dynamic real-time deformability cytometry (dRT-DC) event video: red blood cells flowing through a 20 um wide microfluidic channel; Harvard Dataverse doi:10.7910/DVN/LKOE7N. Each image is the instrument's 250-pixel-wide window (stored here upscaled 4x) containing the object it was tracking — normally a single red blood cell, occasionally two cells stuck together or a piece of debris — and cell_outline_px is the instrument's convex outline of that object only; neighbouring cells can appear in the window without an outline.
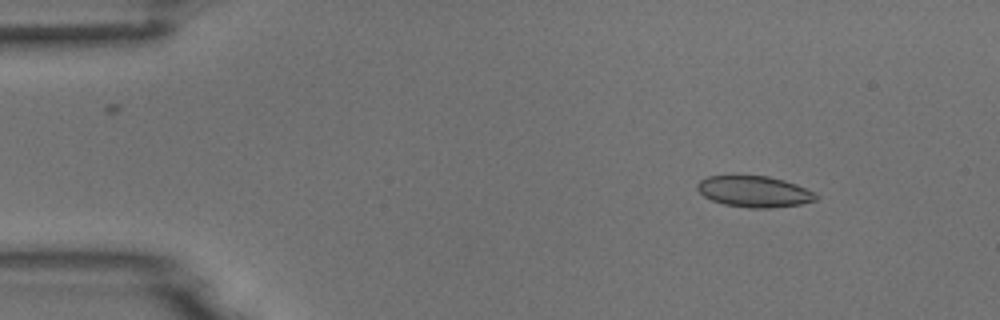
{"species": "common noctule bat (a hibernating species)", "species_latin": "Nyctalus noctula", "temperature_condition": "room temperature", "stored_images_in_passage": 4, "camera_frame_rate_fps": 3000, "um_per_image_px": 0.085, "animal": {"sex": "male", "body_mass_g": 18.8}, "frame": {"image": 1, "passage_image": 2, "time_ms": 2.0, "image_size_px": [1000, 320], "cell_outline_px": [[820, 196], [816, 200], [800, 204], [772, 208], [748, 208], [724, 204], [712, 200], [704, 196], [696, 188], [696, 184], [700, 180], [708, 176], [768, 176], [784, 180], [796, 184]], "centroid_in_image_um": [64.1, 16.29], "position_along_channel_um": 20.9, "area_um2": 21.44}}